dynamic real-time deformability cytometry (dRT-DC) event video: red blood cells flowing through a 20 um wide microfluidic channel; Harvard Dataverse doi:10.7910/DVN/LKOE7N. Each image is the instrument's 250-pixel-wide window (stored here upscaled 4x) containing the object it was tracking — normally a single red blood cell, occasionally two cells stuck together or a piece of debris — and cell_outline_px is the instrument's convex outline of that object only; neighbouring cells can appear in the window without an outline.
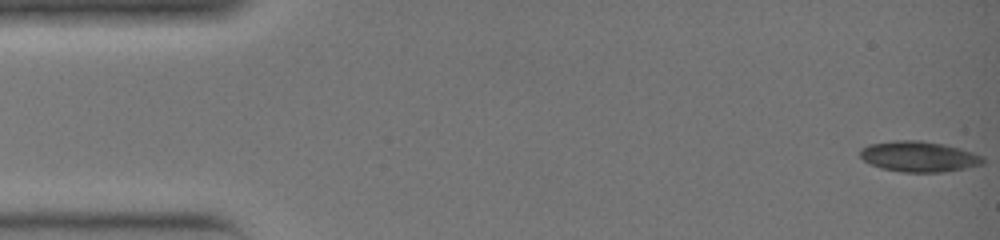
{"species": "common noctule bat (a hibernating species)", "species_latin": "Nyctalus noctula", "temperature_condition": "warm", "stored_images_in_passage": 36, "camera_frame_rate_fps": 3000, "um_per_image_px": 0.085, "animal": {"sex": "female", "body_mass_g": 19.0, "forearm_length_mm": 51.5}, "frame": {"image": 1, "passage_image": 1, "time_ms": 0.0, "image_size_px": [1000, 240], "cell_outline_px": [[984, 164], [964, 168], [940, 172], [900, 172], [880, 168], [864, 160], [860, 156], [860, 148], [868, 144], [892, 140], [920, 140], [944, 144], [960, 148], [984, 156]], "centroid_in_image_um": [78.09, 13.29], "position_along_channel_um": 6.9, "area_um2": 22.02}}
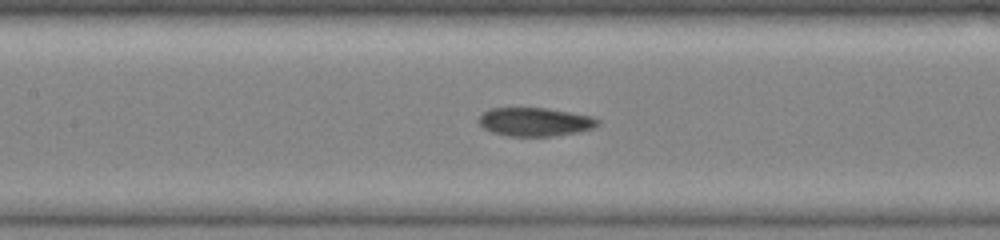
{"frame": {"image": 2, "passage_image": 17, "time_ms": 5.333, "image_size_px": [1000, 240], "cell_outline_px": [[600, 124], [596, 128], [580, 132], [552, 136], [508, 136], [492, 132], [484, 128], [476, 120], [484, 112], [492, 108], [548, 108], [592, 116], [600, 120]], "centroid_in_image_um": [45.52, 10.36], "position_along_channel_um": 161.9, "area_um2": 20.0}}
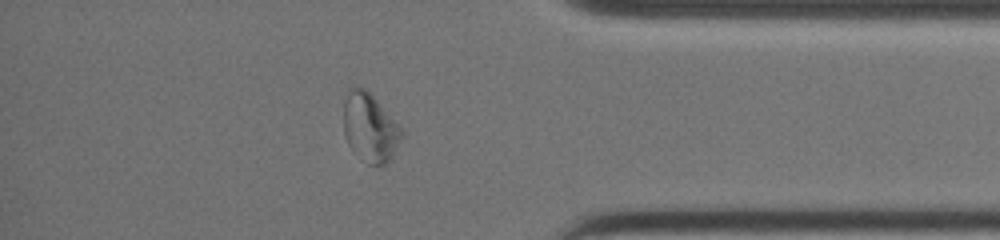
{"frame": {"image": 3, "passage_image": 31, "time_ms": 10.0, "image_size_px": [1000, 240], "cell_outline_px": [[404, 136], [392, 156], [384, 164], [368, 164], [352, 152], [348, 144], [344, 132], [344, 100], [348, 88], [364, 88], [404, 128]], "centroid_in_image_um": [31.46, 10.86], "position_along_channel_um": 403.7, "area_um2": 23.29}}